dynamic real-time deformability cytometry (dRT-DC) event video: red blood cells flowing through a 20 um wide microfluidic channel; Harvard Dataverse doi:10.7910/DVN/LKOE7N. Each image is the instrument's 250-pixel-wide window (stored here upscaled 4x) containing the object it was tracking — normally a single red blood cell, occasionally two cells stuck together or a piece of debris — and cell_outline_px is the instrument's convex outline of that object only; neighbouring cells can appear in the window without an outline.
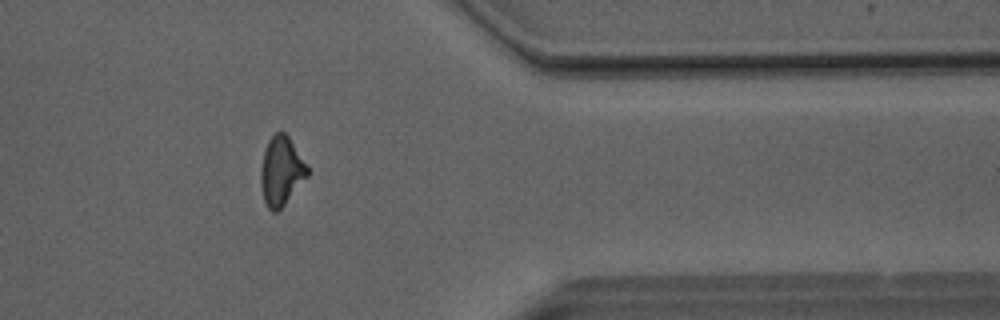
{"species": "Egyptian fruit bat (a non-hibernating species)", "species_latin": "Rousettus aegyptiacus", "temperature_condition": "room temperature", "stored_images_in_passage": 49, "camera_frame_rate_fps": 3000, "um_per_image_px": 0.085, "animal": {"sex": "male"}, "frame": {"image": 1, "passage_image": 41, "time_ms": 13.333, "image_size_px": [1000, 320], "cell_outline_px": [[308, 176], [284, 204], [276, 212], [272, 212], [268, 208], [264, 200], [260, 184], [260, 168], [264, 152], [268, 140], [276, 132], [284, 132], [288, 136], [308, 168]], "centroid_in_image_um": [23.88, 14.55], "position_along_channel_um": 387.5, "area_um2": 18.44}}
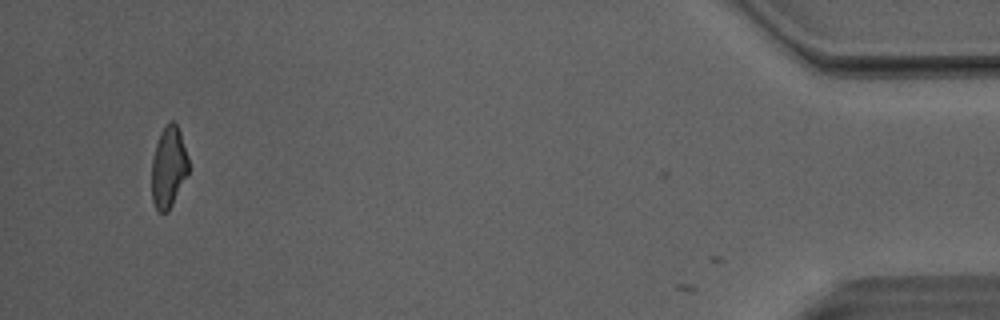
{"frame": {"image": 2, "passage_image": 48, "time_ms": 15.667, "image_size_px": [1000, 320], "cell_outline_px": [[188, 172], [168, 212], [160, 212], [156, 208], [152, 200], [152, 160], [156, 144], [160, 132], [172, 120], [176, 124], [180, 132], [188, 160]], "centroid_in_image_um": [14.31, 14.22], "position_along_channel_um": 420.9, "area_um2": 16.99}, "authors_computed_cell_mechanics": {"area_um2": 19.1896, "velocity_mm_per_s": 4.0961, "shape_relaxation_time_tau1_ms": null, "shape_relaxation_time_tau2_ms": 4.0115, "deformation_change_tau1": null, "deformation_change_tau2": 0.1479}}